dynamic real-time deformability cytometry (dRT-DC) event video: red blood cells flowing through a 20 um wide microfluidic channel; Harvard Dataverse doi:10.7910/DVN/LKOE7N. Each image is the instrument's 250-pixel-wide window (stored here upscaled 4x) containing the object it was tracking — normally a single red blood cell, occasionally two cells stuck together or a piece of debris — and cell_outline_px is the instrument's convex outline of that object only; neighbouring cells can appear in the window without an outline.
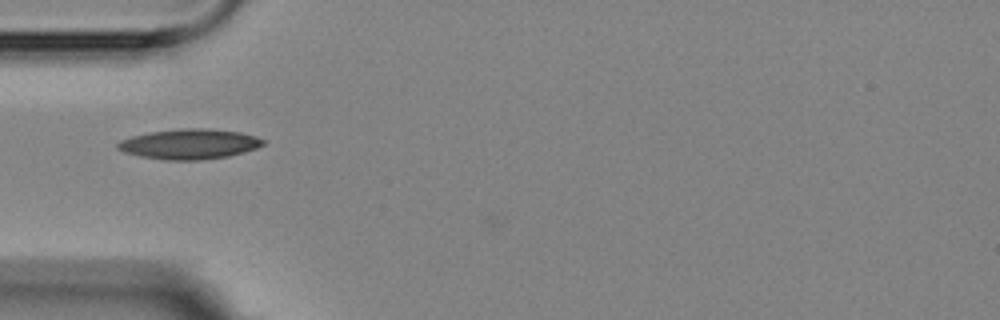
{"species": "Egyptian fruit bat (a non-hibernating species)", "species_latin": "Rousettus aegyptiacus", "temperature_condition": "room temperature", "stored_images_in_passage": 13, "camera_frame_rate_fps": 3000, "um_per_image_px": 0.085, "animal": {"sex": "female"}, "frame": {"image": 1, "passage_image": 2, "time_ms": 1.333, "image_size_px": [1000, 320], "cell_outline_px": [[264, 144], [256, 148], [244, 152], [228, 156], [200, 160], [168, 160], [140, 156], [124, 152], [116, 148], [116, 144], [120, 140], [132, 136], [152, 132], [180, 128], [208, 128], [240, 132], [256, 136], [264, 140]], "centroid_in_image_um": [16.1, 12.24], "position_along_channel_um": 68.9, "area_um2": 25.49}}
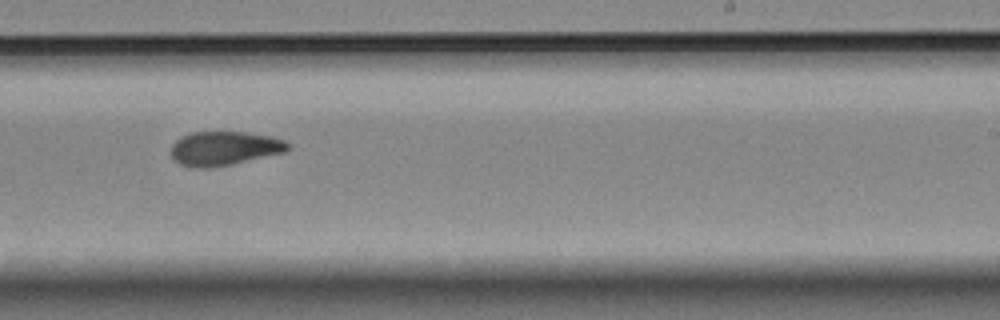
{"frame": {"image": 2, "passage_image": 7, "time_ms": 7.0, "image_size_px": [1000, 320], "cell_outline_px": [[292, 148], [284, 152], [232, 164], [208, 168], [196, 168], [180, 164], [172, 156], [172, 144], [180, 136], [192, 132], [248, 132], [272, 136], [284, 140], [292, 144]], "centroid_in_image_um": [19.1, 12.6], "position_along_channel_um": 269.9, "area_um2": 23.29}}
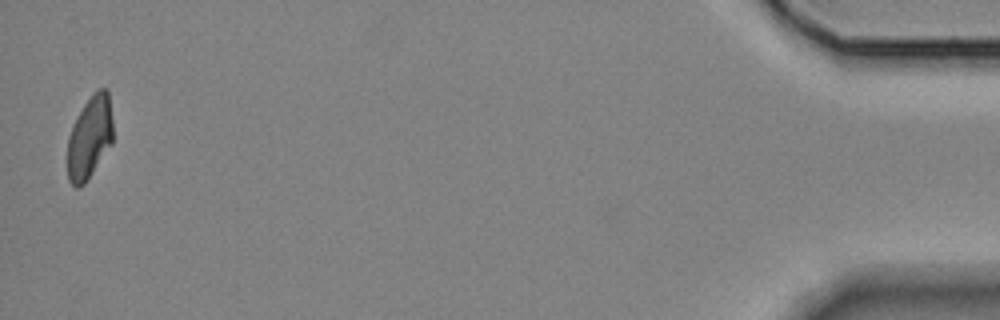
{"frame": {"image": 3, "passage_image": 13, "time_ms": 14.0, "image_size_px": [1000, 320], "cell_outline_px": [[112, 144], [84, 184], [80, 188], [76, 188], [68, 180], [68, 136], [84, 104], [92, 92], [96, 88], [104, 88], [108, 92], [112, 120]], "centroid_in_image_um": [7.63, 11.68], "position_along_channel_um": 427.6, "area_um2": 21.73}, "authors_computed_cell_mechanics": {"area_um2": 23.2934, "velocity_mm_per_s": 3.5456, "shape_relaxation_time_tau1_ms": 7.7551, "shape_relaxation_time_tau2_ms": 2.5685, "deformation_change_tau1": 0.1621, "deformation_change_tau2": 0.0807}}